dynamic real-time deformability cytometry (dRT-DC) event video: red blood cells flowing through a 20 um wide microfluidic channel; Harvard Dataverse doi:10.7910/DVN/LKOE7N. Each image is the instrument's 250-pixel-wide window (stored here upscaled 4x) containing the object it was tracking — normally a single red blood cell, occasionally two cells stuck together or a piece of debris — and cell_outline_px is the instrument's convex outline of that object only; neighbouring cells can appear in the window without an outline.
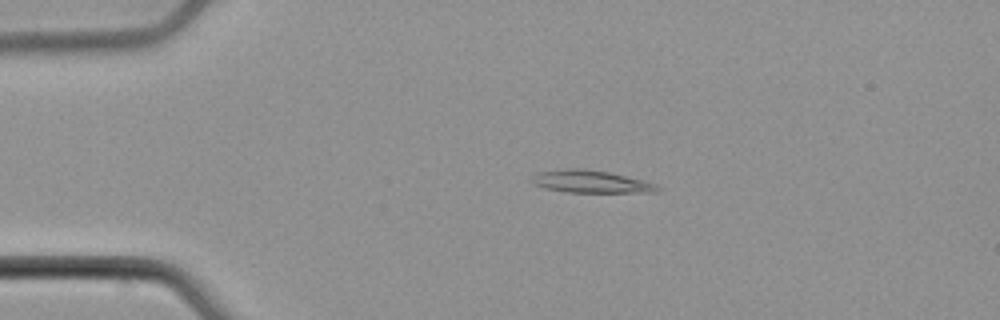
{"species": "common noctule bat (a hibernating species)", "species_latin": "Nyctalus noctula", "temperature_condition": "cold", "stored_images_in_passage": 55, "camera_frame_rate_fps": 3000, "um_per_image_px": 0.085, "animal": {"sex": "male", "body_mass_g": 21.5, "forearm_length_mm": 52.0}, "frame": {"image": 1, "passage_image": 12, "time_ms": 3.667, "image_size_px": [1000, 320], "cell_outline_px": [[664, 188], [656, 192], [568, 192], [544, 188], [536, 184], [532, 180], [532, 176], [536, 172], [564, 168], [584, 168], [608, 172], [644, 180], [656, 184]], "centroid_in_image_um": [50.25, 15.43], "position_along_channel_um": 34.8, "area_um2": 16.53}}
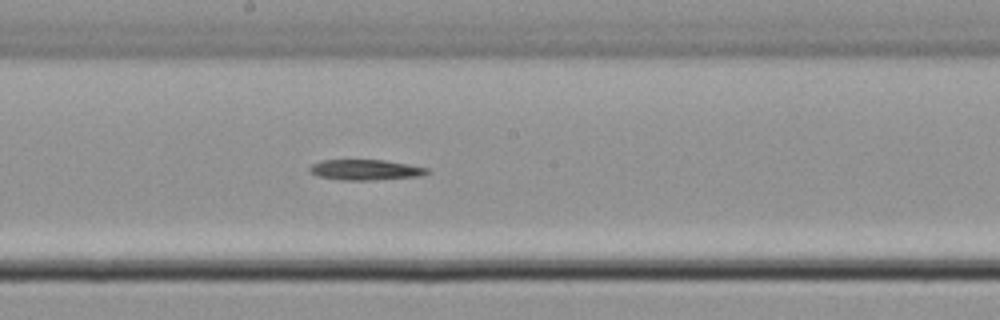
{"frame": {"image": 2, "passage_image": 30, "time_ms": 9.667, "image_size_px": [1000, 320], "cell_outline_px": [[432, 172], [420, 176], [368, 180], [344, 180], [320, 176], [308, 172], [308, 168], [312, 164], [320, 160], [384, 160], [408, 164], [428, 168]], "centroid_in_image_um": [31.06, 14.43], "position_along_channel_um": 217.1, "area_um2": 13.99}}
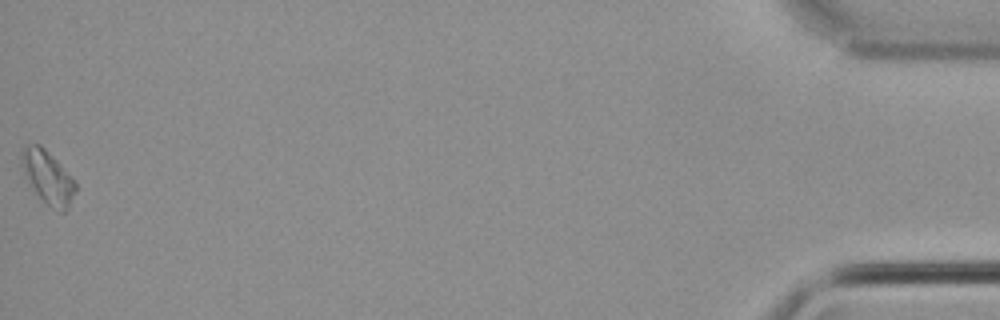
{"frame": {"image": 3, "passage_image": 55, "time_ms": 18.0, "image_size_px": [1000, 320], "cell_outline_px": [[76, 192], [68, 208], [64, 212], [60, 212], [48, 204], [36, 192], [28, 180], [20, 164], [20, 152], [28, 144], [40, 144], [56, 160], [76, 184]], "centroid_in_image_um": [4.05, 15.05], "position_along_channel_um": 431.2, "area_um2": 16.18}}